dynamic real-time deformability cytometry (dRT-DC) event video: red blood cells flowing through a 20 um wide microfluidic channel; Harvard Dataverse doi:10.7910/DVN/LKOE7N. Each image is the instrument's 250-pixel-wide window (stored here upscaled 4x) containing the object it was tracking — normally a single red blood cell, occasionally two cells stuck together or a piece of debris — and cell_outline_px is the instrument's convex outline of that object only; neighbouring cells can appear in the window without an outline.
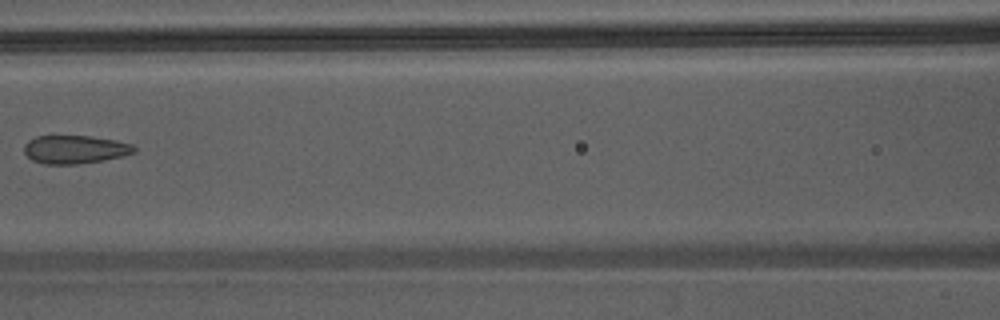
{"species": "Egyptian fruit bat (a non-hibernating species)", "species_latin": "Rousettus aegyptiacus", "temperature_condition": "warm", "stored_images_in_passage": 4, "camera_frame_rate_fps": 3000, "um_per_image_px": 0.085, "animal": {"sex": "male"}, "frame": {"image": 1, "passage_image": 4, "time_ms": 1.0, "image_size_px": [1000, 320], "cell_outline_px": [[136, 152], [104, 160], [76, 164], [44, 164], [32, 160], [24, 152], [24, 144], [28, 140], [36, 136], [92, 136], [116, 140], [132, 144], [136, 148]], "centroid_in_image_um": [6.36, 12.69], "position_along_channel_um": 160.2, "area_um2": 18.15}}